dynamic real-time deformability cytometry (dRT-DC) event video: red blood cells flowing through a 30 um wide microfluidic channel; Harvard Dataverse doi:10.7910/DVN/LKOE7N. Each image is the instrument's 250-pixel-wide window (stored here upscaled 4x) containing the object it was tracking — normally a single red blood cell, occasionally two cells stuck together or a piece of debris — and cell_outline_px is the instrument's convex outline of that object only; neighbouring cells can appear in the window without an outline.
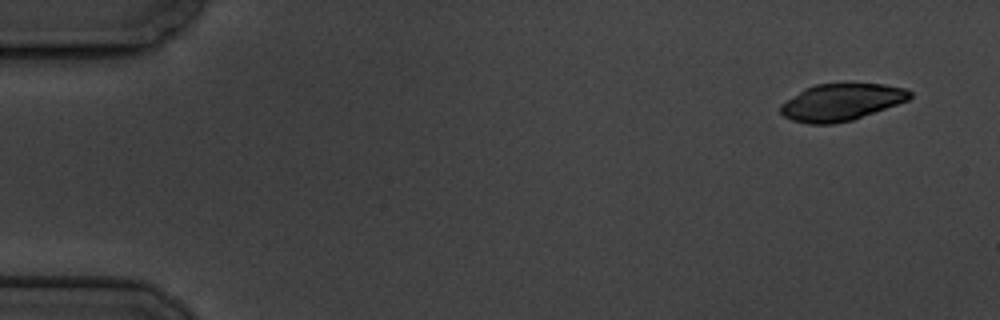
{"species": "common noctule bat (a hibernating species)", "species_latin": "Nyctalus noctula", "temperature_condition": "cold", "stored_images_in_passage": 4, "camera_frame_rate_fps": 3000, "um_per_image_px": 0.085, "animal": {"sex": "male", "body_mass_g": 19.5, "forearm_length_mm": 54.6}, "frame": {"image": 1, "passage_image": 1, "time_ms": 0.0, "image_size_px": [1000, 320], "cell_outline_px": [[912, 96], [908, 100], [852, 120], [832, 124], [808, 124], [792, 120], [784, 116], [780, 112], [780, 104], [804, 88], [816, 84], [884, 84], [904, 88], [912, 92]], "centroid_in_image_um": [71.48, 8.69], "position_along_channel_um": 13.5, "area_um2": 27.69}}
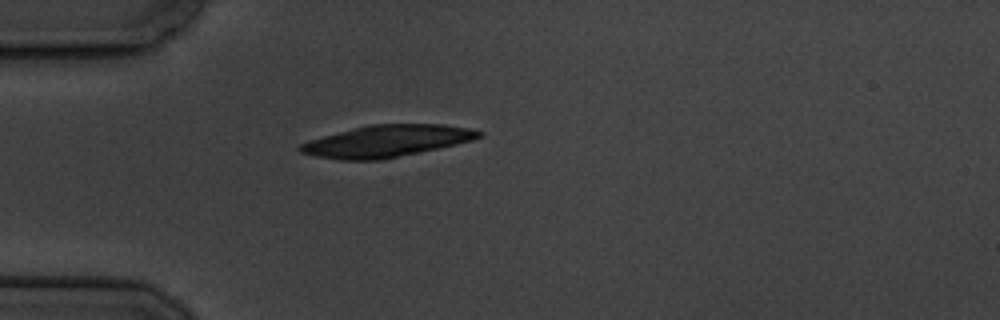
{"frame": {"image": 2, "passage_image": 4, "time_ms": 4.333, "image_size_px": [1000, 320], "cell_outline_px": [[484, 132], [480, 136], [472, 140], [456, 144], [380, 160], [340, 160], [316, 156], [300, 152], [296, 148], [300, 144], [308, 140], [372, 124], [444, 124], [468, 128]], "centroid_in_image_um": [32.85, 11.99], "position_along_channel_um": 52.2, "area_um2": 32.66}}